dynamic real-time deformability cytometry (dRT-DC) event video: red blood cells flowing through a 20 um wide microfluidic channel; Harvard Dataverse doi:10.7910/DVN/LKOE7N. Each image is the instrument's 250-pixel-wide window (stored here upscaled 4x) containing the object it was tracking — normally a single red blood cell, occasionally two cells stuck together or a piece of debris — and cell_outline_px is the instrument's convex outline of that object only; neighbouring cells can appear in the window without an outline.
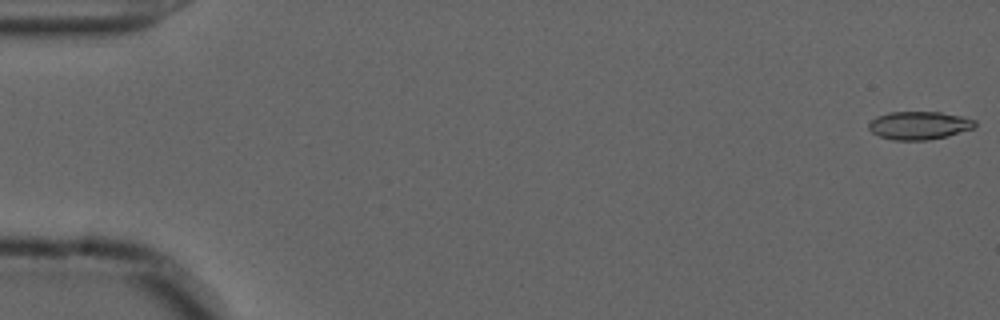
{"species": "common noctule bat (a hibernating species)", "species_latin": "Nyctalus noctula", "temperature_condition": "cold", "stored_images_in_passage": 56, "camera_frame_rate_fps": 3000, "um_per_image_px": 0.085, "animal": {"sex": "male", "forearm_length_mm": 52.5}, "frame": {"image": 1, "passage_image": 1, "time_ms": 0.0, "image_size_px": [1000, 320], "cell_outline_px": [[976, 124], [972, 128], [948, 136], [928, 140], [892, 140], [880, 136], [872, 132], [868, 128], [868, 124], [876, 116], [888, 112], [940, 112], [960, 116], [976, 120]], "centroid_in_image_um": [78.1, 10.66], "position_along_channel_um": 6.9, "area_um2": 17.34}}
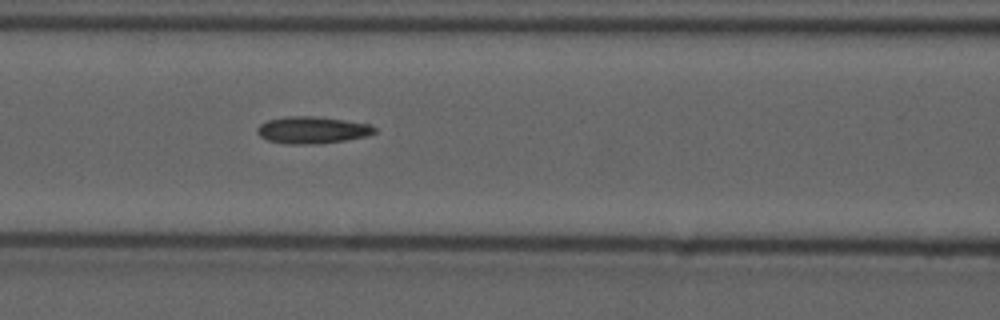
{"frame": {"image": 2, "passage_image": 24, "time_ms": 7.667, "image_size_px": [1000, 320], "cell_outline_px": [[376, 132], [368, 136], [344, 140], [312, 144], [288, 144], [268, 140], [260, 136], [256, 132], [256, 128], [260, 124], [268, 120], [288, 116], [316, 116], [344, 120], [368, 124], [376, 128]], "centroid_in_image_um": [26.52, 11.05], "position_along_channel_um": 140.1, "area_um2": 18.32}}
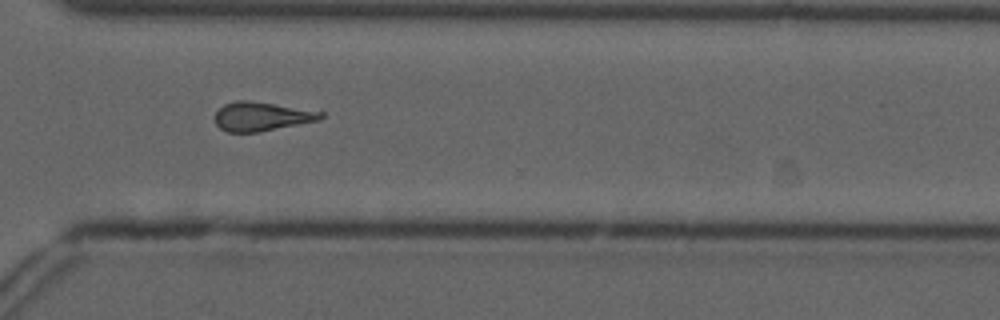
{"frame": {"image": 3, "passage_image": 41, "time_ms": 13.333, "image_size_px": [1000, 320], "cell_outline_px": [[324, 116], [320, 120], [260, 132], [228, 132], [220, 128], [216, 124], [216, 112], [224, 104], [236, 100], [248, 100], [324, 112]], "centroid_in_image_um": [22.24, 9.9], "position_along_channel_um": 348.4, "area_um2": 17.74}, "authors_computed_cell_mechanics": {"area_um2": 17.629, "velocity_mm_per_s": 3.6828, "shape_relaxation_time_tau1_ms": null, "shape_relaxation_time_tau2_ms": 10.2174, "deformation_change_tau1": null, "deformation_change_tau2": 0.2415}}